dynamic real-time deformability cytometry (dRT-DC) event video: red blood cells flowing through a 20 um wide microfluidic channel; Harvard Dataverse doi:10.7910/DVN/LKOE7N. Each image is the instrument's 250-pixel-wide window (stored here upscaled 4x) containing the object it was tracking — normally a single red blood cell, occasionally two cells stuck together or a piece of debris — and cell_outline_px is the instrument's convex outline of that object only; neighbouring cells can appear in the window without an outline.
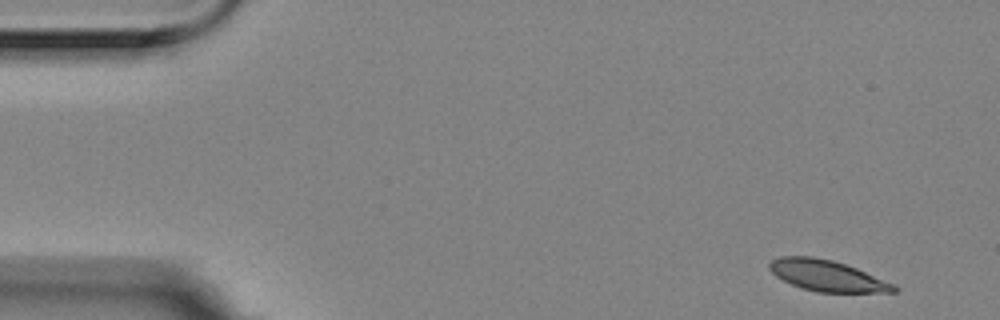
{"species": "Egyptian fruit bat (a non-hibernating species)", "species_latin": "Rousettus aegyptiacus", "temperature_condition": "room temperature", "stored_images_in_passage": 5, "camera_frame_rate_fps": 3000, "um_per_image_px": 0.085, "animal": {"sex": "female"}, "frame": {"image": 1, "passage_image": 5, "time_ms": 1.333, "image_size_px": [1000, 320], "cell_outline_px": [[900, 288], [896, 292], [816, 292], [800, 288], [776, 276], [768, 268], [768, 264], [772, 260], [780, 256], [812, 256], [832, 260], [856, 268], [896, 284]], "centroid_in_image_um": [70.32, 23.44], "position_along_channel_um": 14.7, "area_um2": 22.54}}